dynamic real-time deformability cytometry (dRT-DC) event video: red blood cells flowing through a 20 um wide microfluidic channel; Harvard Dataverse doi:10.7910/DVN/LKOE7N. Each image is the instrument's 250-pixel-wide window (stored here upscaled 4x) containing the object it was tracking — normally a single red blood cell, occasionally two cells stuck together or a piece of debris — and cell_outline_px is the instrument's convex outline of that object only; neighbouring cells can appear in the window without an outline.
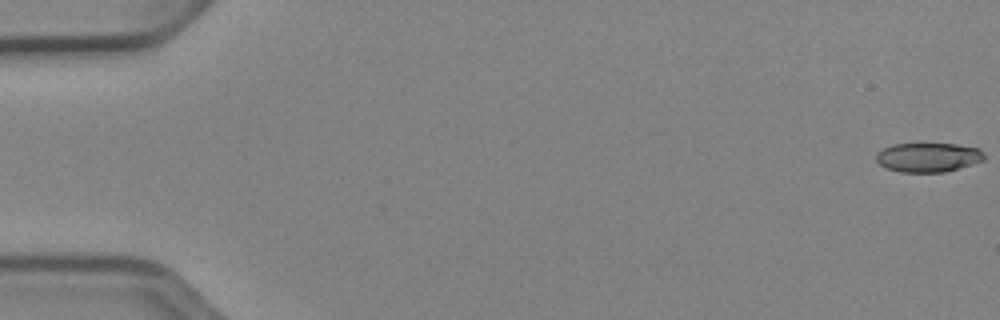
{"species": "Egyptian fruit bat (a non-hibernating species)", "species_latin": "Rousettus aegyptiacus", "temperature_condition": "cold", "stored_images_in_passage": 53, "camera_frame_rate_fps": 3000, "um_per_image_px": 0.085, "animal": {"sex": "female"}, "frame": {"image": 1, "passage_image": 1, "time_ms": 0.0, "image_size_px": [1000, 320], "cell_outline_px": [[984, 160], [972, 164], [944, 172], [900, 172], [888, 168], [880, 164], [876, 160], [876, 152], [892, 144], [956, 144], [980, 148], [984, 152]], "centroid_in_image_um": [78.9, 13.37], "position_along_channel_um": 6.1, "area_um2": 18.38}}
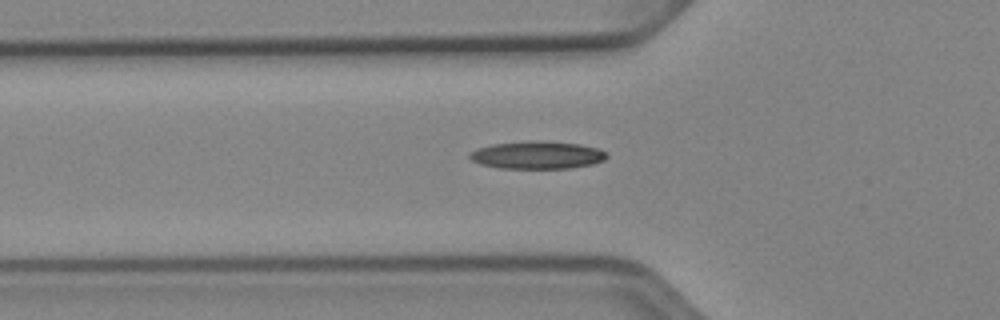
{"frame": {"image": 2, "passage_image": 19, "time_ms": 6.0, "image_size_px": [1000, 320], "cell_outline_px": [[608, 156], [604, 160], [592, 164], [568, 168], [500, 168], [480, 164], [472, 160], [468, 156], [472, 152], [480, 148], [492, 144], [580, 144], [596, 148], [608, 152]], "centroid_in_image_um": [45.7, 13.24], "position_along_channel_um": 80.1, "area_um2": 20.63}}
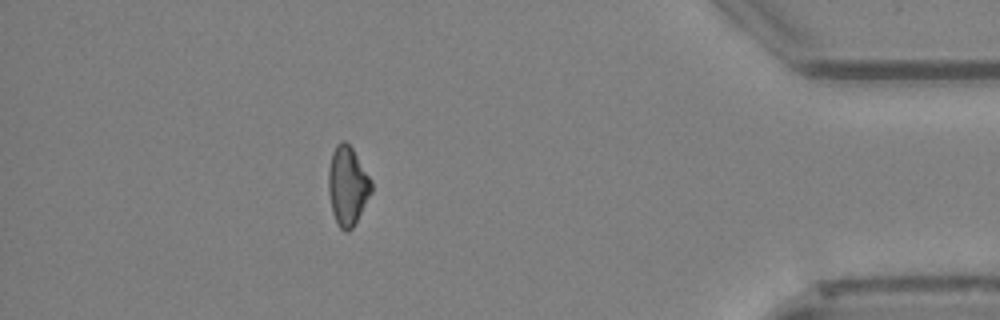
{"frame": {"image": 3, "passage_image": 47, "time_ms": 15.333, "image_size_px": [1000, 320], "cell_outline_px": [[372, 192], [352, 228], [348, 232], [344, 232], [336, 224], [332, 212], [328, 192], [328, 168], [332, 152], [336, 144], [340, 140], [344, 140], [352, 148], [372, 180]], "centroid_in_image_um": [29.52, 15.79], "position_along_channel_um": 405.7, "area_um2": 19.94}, "authors_computed_cell_mechanics": {"area_um2": 20.0566, "velocity_mm_per_s": 3.9598, "shape_relaxation_time_tau1_ms": 4.9126, "shape_relaxation_time_tau2_ms": null, "deformation_change_tau1": 0.145, "deformation_change_tau2": null}}